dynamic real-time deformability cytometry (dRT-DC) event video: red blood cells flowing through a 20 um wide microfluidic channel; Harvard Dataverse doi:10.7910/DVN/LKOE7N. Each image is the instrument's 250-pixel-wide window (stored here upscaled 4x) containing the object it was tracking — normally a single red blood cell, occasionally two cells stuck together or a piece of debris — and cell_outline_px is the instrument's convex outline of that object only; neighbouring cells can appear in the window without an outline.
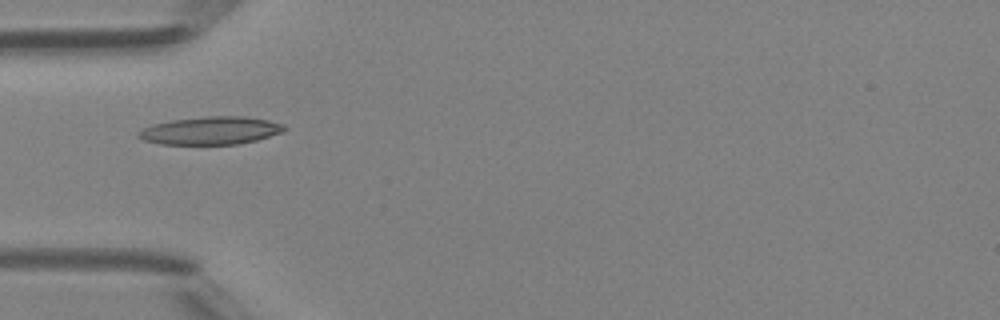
{"species": "Egyptian fruit bat (a non-hibernating species)", "species_latin": "Rousettus aegyptiacus", "temperature_condition": "room temperature", "stored_images_in_passage": 34, "camera_frame_rate_fps": 3000, "um_per_image_px": 0.085, "animal": {"sex": "female"}, "frame": {"image": 1, "passage_image": 1, "time_ms": 0.0, "image_size_px": [1000, 320], "cell_outline_px": [[288, 128], [284, 132], [256, 140], [240, 144], [160, 144], [144, 140], [136, 136], [136, 132], [152, 124], [172, 120], [208, 116], [244, 116], [268, 120], [284, 124]], "centroid_in_image_um": [17.93, 11.1], "position_along_channel_um": 67.1, "area_um2": 23.81}}
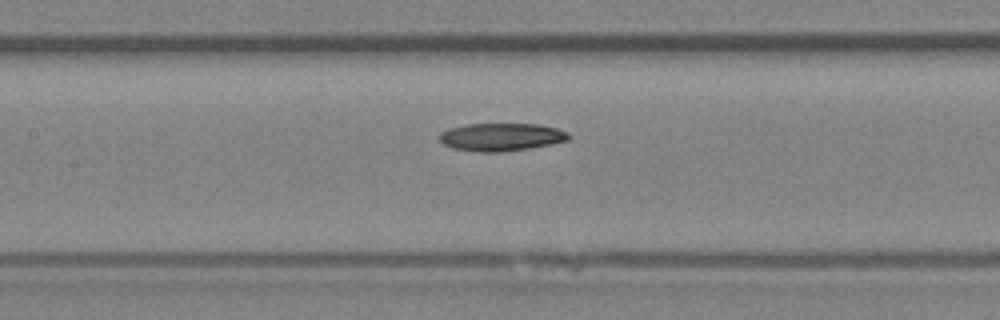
{"frame": {"image": 2, "passage_image": 8, "time_ms": 2.333, "image_size_px": [1000, 320], "cell_outline_px": [[572, 136], [568, 140], [552, 144], [504, 152], [476, 152], [452, 148], [444, 144], [440, 140], [440, 132], [448, 128], [468, 124], [540, 124], [556, 128], [568, 132]], "centroid_in_image_um": [42.62, 11.65], "position_along_channel_um": 164.8, "area_um2": 21.1}}
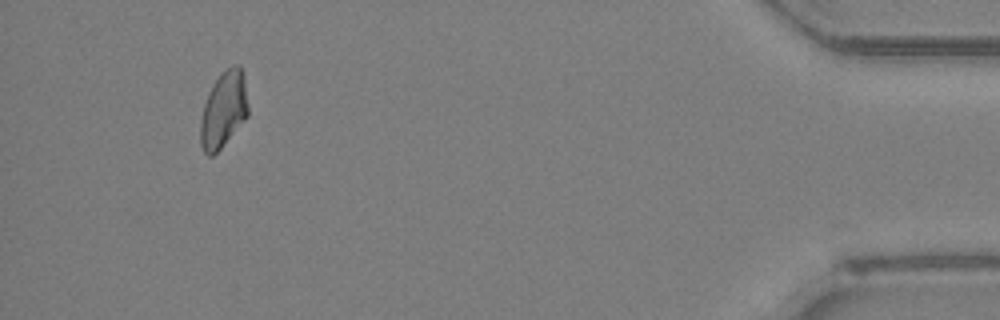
{"frame": {"image": 3, "passage_image": 31, "time_ms": 10.0, "image_size_px": [1000, 320], "cell_outline_px": [[248, 116], [220, 148], [212, 156], [208, 156], [204, 152], [200, 144], [200, 120], [204, 104], [208, 92], [212, 84], [232, 64], [236, 64], [244, 72], [248, 108]], "centroid_in_image_um": [19.0, 9.32], "position_along_channel_um": 416.2, "area_um2": 21.04}}